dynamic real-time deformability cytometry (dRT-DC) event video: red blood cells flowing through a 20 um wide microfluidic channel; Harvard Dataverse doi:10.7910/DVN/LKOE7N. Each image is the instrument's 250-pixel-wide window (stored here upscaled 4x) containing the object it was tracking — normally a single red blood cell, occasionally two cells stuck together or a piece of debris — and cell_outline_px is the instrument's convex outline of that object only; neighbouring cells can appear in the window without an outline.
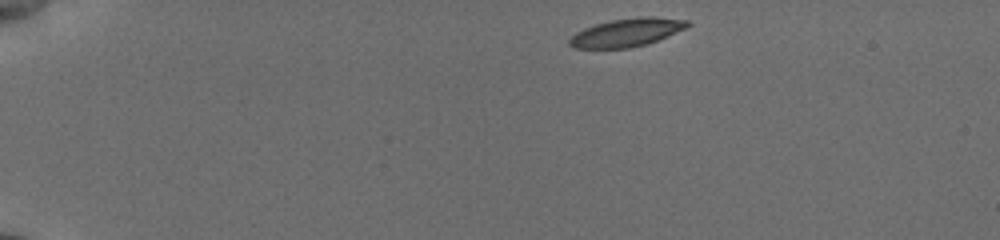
{"species": "common noctule bat (a hibernating species)", "species_latin": "Nyctalus noctula", "temperature_condition": "cold", "stored_images_in_passage": 45, "camera_frame_rate_fps": 3000, "um_per_image_px": 0.085, "animal": {"sex": "female", "body_mass_g": 19.5, "forearm_length_mm": 54.1}, "frame": {"image": 1, "passage_image": 1, "time_ms": 0.0, "image_size_px": [1000, 240], "cell_outline_px": [[692, 24], [684, 28], [648, 44], [628, 48], [572, 48], [568, 44], [568, 40], [576, 32], [584, 28], [596, 24], [612, 20], [640, 16], [652, 16], [688, 20]], "centroid_in_image_um": [53.25, 2.76], "position_along_channel_um": 31.7, "area_um2": 19.31}}
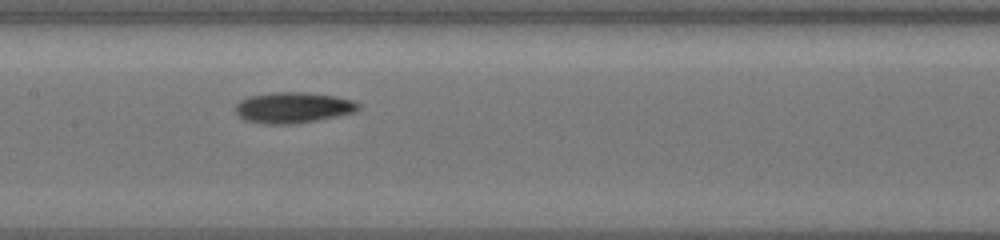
{"frame": {"image": 2, "passage_image": 20, "time_ms": 6.333, "image_size_px": [1000, 240], "cell_outline_px": [[360, 108], [356, 112], [316, 120], [292, 124], [268, 124], [244, 120], [236, 112], [236, 104], [240, 100], [248, 96], [276, 92], [304, 92], [336, 96], [356, 100], [360, 104]], "centroid_in_image_um": [24.95, 9.14], "position_along_channel_um": 182.5, "area_um2": 22.14}}
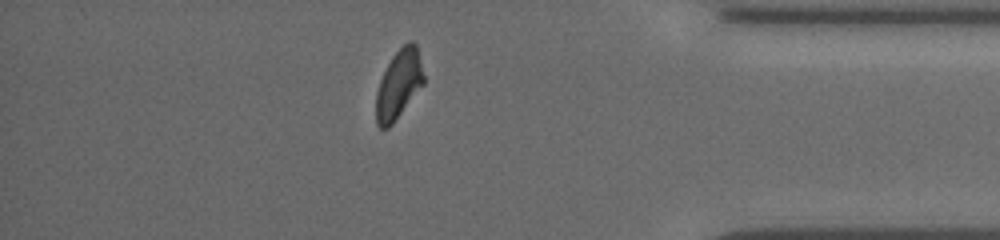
{"frame": {"image": 3, "passage_image": 39, "time_ms": 12.667, "image_size_px": [1000, 240], "cell_outline_px": [[424, 84], [392, 124], [388, 128], [380, 128], [376, 124], [376, 92], [380, 80], [392, 56], [408, 40], [412, 40], [416, 44], [424, 76]], "centroid_in_image_um": [33.89, 7.17], "position_along_channel_um": 401.3, "area_um2": 18.96}, "authors_computed_cell_mechanics": {"area_um2": 20.4034, "velocity_mm_per_s": 3.7999, "shape_relaxation_time_tau1_ms": 2.2138, "shape_relaxation_time_tau2_ms": 2.6815, "deformation_change_tau1": 0.1232, "deformation_change_tau2": 0.0768}}